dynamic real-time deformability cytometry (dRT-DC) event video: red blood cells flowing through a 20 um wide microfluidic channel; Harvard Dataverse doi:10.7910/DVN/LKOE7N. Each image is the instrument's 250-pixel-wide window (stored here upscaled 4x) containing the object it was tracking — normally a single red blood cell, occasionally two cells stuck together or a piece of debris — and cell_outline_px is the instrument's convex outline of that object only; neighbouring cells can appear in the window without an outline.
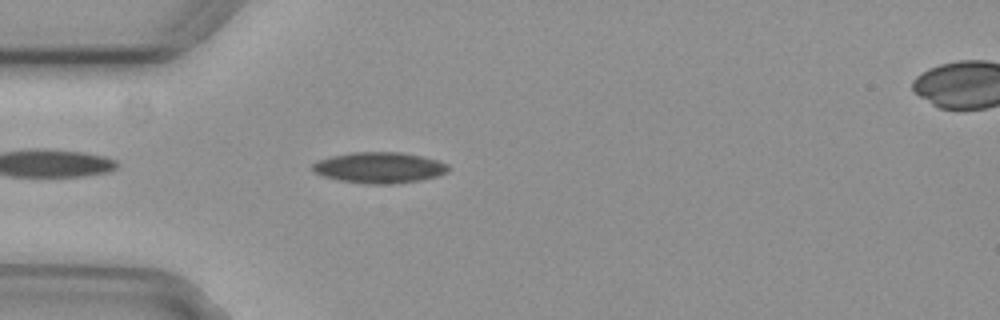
{"species": "common noctule bat (a hibernating species)", "species_latin": "Nyctalus noctula", "temperature_condition": "cold", "stored_images_in_passage": 5, "segment_of_instrument_passage": [1, 2], "camera_frame_rate_fps": 3000, "um_per_image_px": 0.085, "animal": {"sex": "female", "body_mass_g": 29.2, "forearm_length_mm": 56.3}, "frame": {"image": 1, "passage_image": 4, "time_ms": 1.0, "image_size_px": [1000, 320], "cell_outline_px": [[452, 168], [448, 172], [436, 176], [420, 180], [392, 184], [368, 184], [336, 180], [312, 172], [312, 164], [316, 160], [332, 156], [352, 152], [400, 152], [420, 156], [436, 160], [448, 164]], "centroid_in_image_um": [32.22, 14.25], "position_along_channel_um": 52.8, "area_um2": 24.62}}